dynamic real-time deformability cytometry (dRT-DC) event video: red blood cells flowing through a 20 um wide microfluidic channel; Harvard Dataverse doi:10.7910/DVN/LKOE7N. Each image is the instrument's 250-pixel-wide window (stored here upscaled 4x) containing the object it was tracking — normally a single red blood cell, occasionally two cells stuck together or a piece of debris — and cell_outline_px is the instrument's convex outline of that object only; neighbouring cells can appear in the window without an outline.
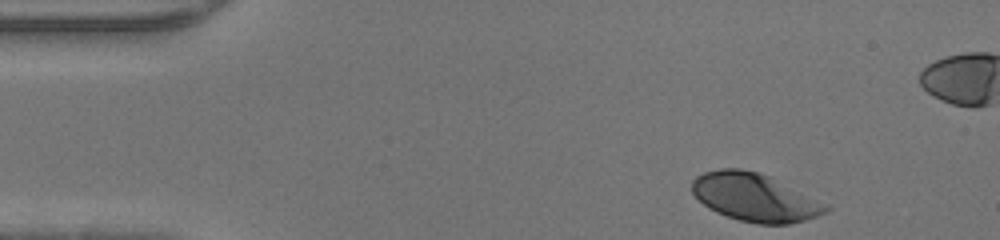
{"species": "human", "species_latin": "Homo sapiens", "temperature_condition": "warm", "stored_images_in_passage": 33, "camera_frame_rate_fps": 3000, "um_per_image_px": 0.085, "donor": {"sex": "male"}, "frame": {"image": 1, "passage_image": 1, "time_ms": 0.0, "image_size_px": [1000, 240], "cell_outline_px": [[832, 208], [828, 212], [804, 220], [788, 224], [756, 224], [740, 220], [716, 212], [708, 208], [692, 192], [692, 180], [696, 176], [704, 172], [720, 168], [740, 168], [772, 176], [832, 204]], "centroid_in_image_um": [64.25, 16.76], "position_along_channel_um": 20.7, "area_um2": 38.09}}
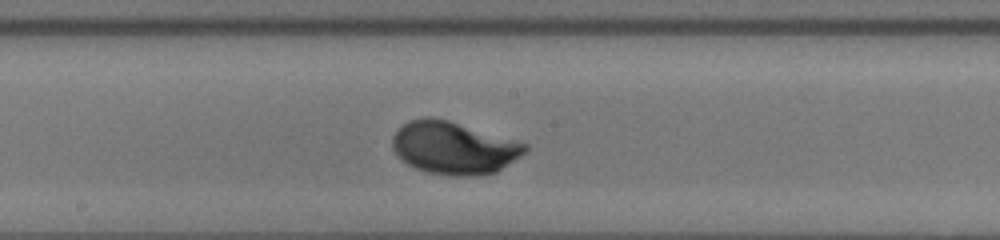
{"frame": {"image": 2, "passage_image": 20, "time_ms": 6.333, "image_size_px": [1000, 240], "cell_outline_px": [[528, 148], [520, 156], [496, 172], [476, 176], [448, 176], [428, 172], [416, 168], [408, 164], [396, 156], [392, 148], [392, 136], [396, 128], [408, 120], [424, 116], [432, 116], [448, 120], [528, 144]], "centroid_in_image_um": [38.51, 12.56], "position_along_channel_um": 209.7, "area_um2": 40.86}}
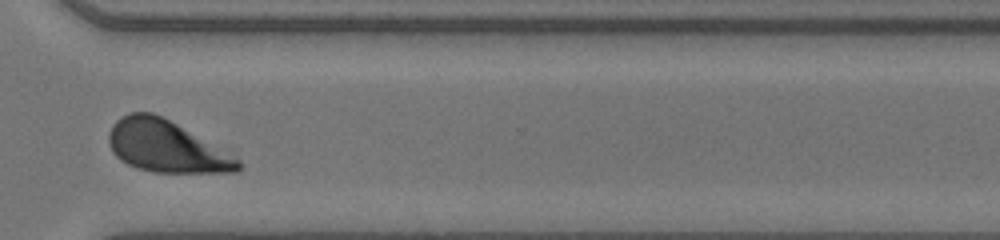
{"frame": {"image": 3, "passage_image": 30, "time_ms": 9.667, "image_size_px": [1000, 240], "cell_outline_px": [[240, 168], [236, 172], [152, 172], [136, 168], [120, 160], [112, 152], [108, 140], [108, 132], [112, 124], [120, 116], [128, 112], [152, 112], [176, 124], [240, 160]], "centroid_in_image_um": [14.03, 12.45], "position_along_channel_um": 356.6, "area_um2": 38.38}}